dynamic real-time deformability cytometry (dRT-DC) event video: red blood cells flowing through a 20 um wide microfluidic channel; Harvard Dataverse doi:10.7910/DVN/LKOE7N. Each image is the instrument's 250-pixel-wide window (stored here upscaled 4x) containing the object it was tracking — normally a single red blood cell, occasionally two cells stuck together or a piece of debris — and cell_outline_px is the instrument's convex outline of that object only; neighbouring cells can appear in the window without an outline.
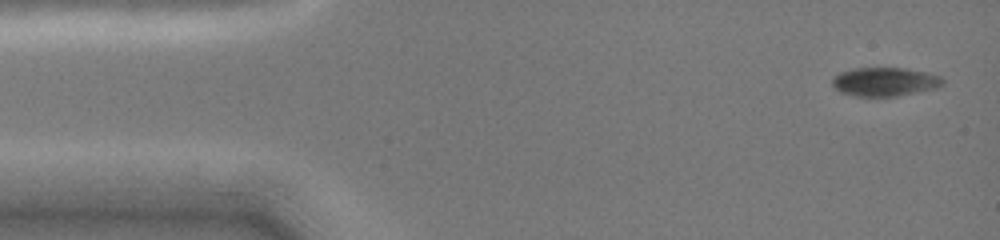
{"species": "common noctule bat (a hibernating species)", "species_latin": "Nyctalus noctula", "temperature_condition": "cold", "stored_images_in_passage": 7, "camera_frame_rate_fps": 3000, "um_per_image_px": 0.085, "animal": {"sex": "female", "body_mass_g": 19.0, "forearm_length_mm": 51.5}, "frame": {"image": 1, "passage_image": 1, "time_ms": 0.0, "image_size_px": [1000, 240], "cell_outline_px": [[944, 84], [936, 88], [896, 96], [856, 96], [840, 92], [832, 84], [832, 76], [840, 72], [852, 68], [904, 68], [924, 72], [940, 76], [944, 80]], "centroid_in_image_um": [75.18, 6.94], "position_along_channel_um": 9.8, "area_um2": 18.44}}
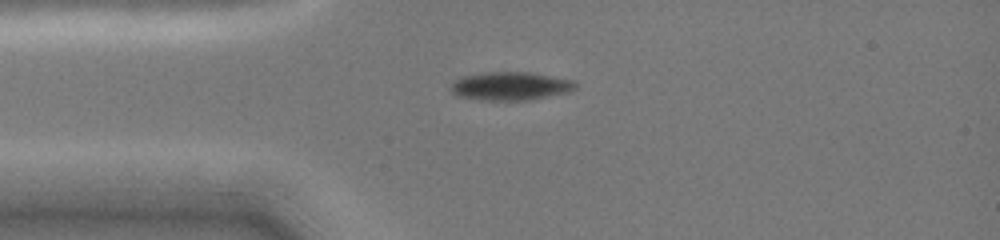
{"frame": {"image": 2, "passage_image": 6, "time_ms": 3.0, "image_size_px": [1000, 240], "cell_outline_px": [[576, 88], [568, 92], [532, 100], [480, 100], [460, 96], [452, 92], [448, 88], [460, 76], [484, 72], [532, 72], [576, 80]], "centroid_in_image_um": [43.41, 7.31], "position_along_channel_um": 41.6, "area_um2": 20.87}}